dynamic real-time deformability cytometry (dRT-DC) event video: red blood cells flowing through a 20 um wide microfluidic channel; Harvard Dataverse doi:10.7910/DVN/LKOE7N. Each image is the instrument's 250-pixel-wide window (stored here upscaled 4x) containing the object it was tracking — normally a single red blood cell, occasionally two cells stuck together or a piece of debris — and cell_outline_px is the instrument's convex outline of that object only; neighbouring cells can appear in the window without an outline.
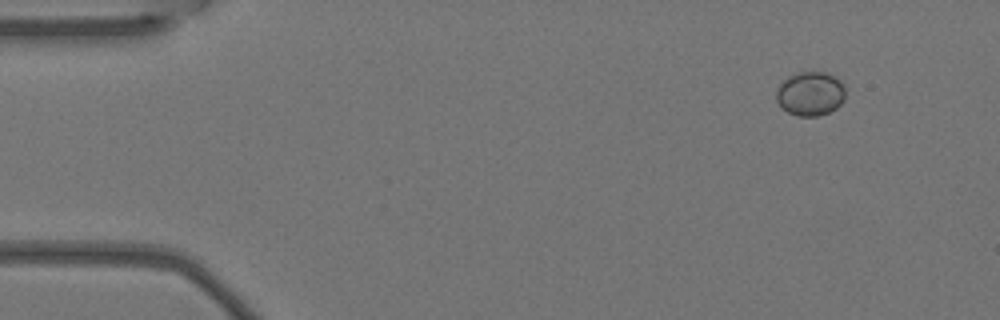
{"species": "Egyptian fruit bat (a non-hibernating species)", "species_latin": "Rousettus aegyptiacus", "temperature_condition": "warm", "stored_images_in_passage": 4, "camera_frame_rate_fps": 3000, "um_per_image_px": 0.085, "animal": {"sex": "female"}, "frame": {"image": 1, "passage_image": 1, "time_ms": 0.0, "image_size_px": [1000, 320], "cell_outline_px": [[844, 100], [836, 108], [828, 112], [816, 116], [796, 116], [788, 112], [776, 100], [776, 88], [788, 76], [796, 72], [828, 72], [836, 76], [844, 84]], "centroid_in_image_um": [68.88, 7.94], "position_along_channel_um": 16.1, "area_um2": 17.86}}
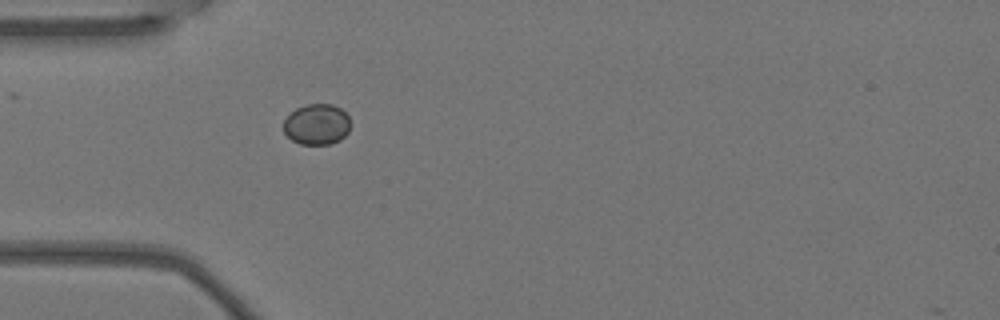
{"frame": {"image": 2, "passage_image": 4, "time_ms": 1.0, "image_size_px": [1000, 320], "cell_outline_px": [[348, 132], [340, 140], [332, 144], [300, 144], [292, 140], [284, 132], [284, 120], [296, 108], [304, 104], [332, 104], [340, 108], [348, 116]], "centroid_in_image_um": [26.91, 10.57], "position_along_channel_um": 58.1, "area_um2": 15.78}}